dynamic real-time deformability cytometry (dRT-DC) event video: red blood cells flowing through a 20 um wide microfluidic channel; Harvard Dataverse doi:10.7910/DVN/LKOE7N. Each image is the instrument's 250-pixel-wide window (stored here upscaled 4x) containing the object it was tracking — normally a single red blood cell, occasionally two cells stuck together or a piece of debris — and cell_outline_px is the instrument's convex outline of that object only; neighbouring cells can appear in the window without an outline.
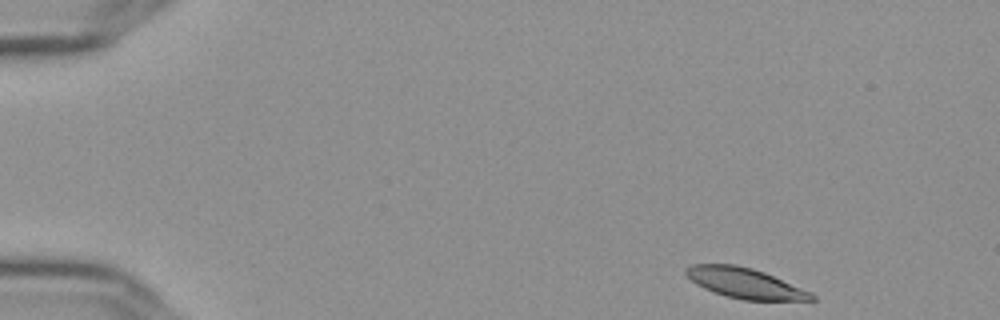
{"species": "Egyptian fruit bat (a non-hibernating species)", "species_latin": "Rousettus aegyptiacus", "temperature_condition": "cold", "stored_images_in_passage": 12, "camera_frame_rate_fps": 3000, "um_per_image_px": 0.085, "frame": {"image": 1, "passage_image": 1, "time_ms": 0.0, "image_size_px": [1000, 320], "cell_outline_px": [[816, 300], [744, 300], [724, 296], [704, 288], [696, 284], [684, 272], [692, 264], [732, 264], [752, 268], [764, 272], [812, 292], [816, 296]], "centroid_in_image_um": [63.35, 24.07], "position_along_channel_um": 21.7, "area_um2": 22.02}}